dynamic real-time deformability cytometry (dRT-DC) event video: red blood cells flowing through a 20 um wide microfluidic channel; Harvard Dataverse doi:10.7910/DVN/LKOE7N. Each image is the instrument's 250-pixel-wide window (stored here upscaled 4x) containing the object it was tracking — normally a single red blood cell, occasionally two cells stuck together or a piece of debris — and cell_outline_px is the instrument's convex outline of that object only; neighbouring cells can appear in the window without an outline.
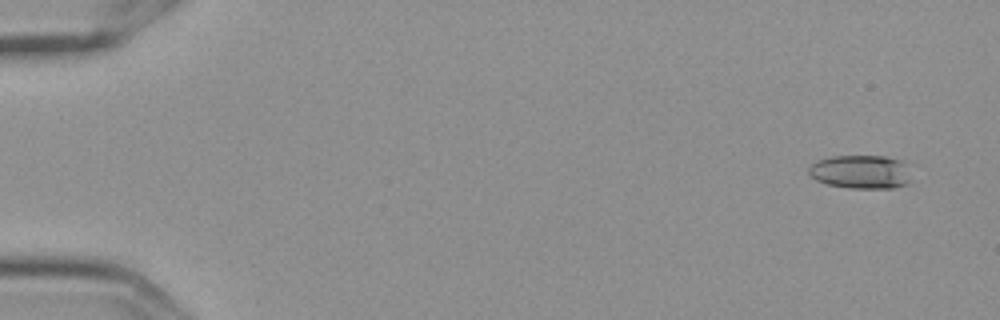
{"species": "Egyptian fruit bat (a non-hibernating species)", "species_latin": "Rousettus aegyptiacus", "temperature_condition": "cold", "stored_images_in_passage": 7, "camera_frame_rate_fps": 3000, "um_per_image_px": 0.085, "frame": {"image": 1, "passage_image": 2, "time_ms": 0.333, "image_size_px": [1000, 320], "cell_outline_px": [[908, 184], [892, 188], [848, 188], [828, 184], [816, 180], [808, 172], [808, 168], [816, 160], [832, 156], [888, 156], [904, 160], [908, 180]], "centroid_in_image_um": [73.14, 14.6], "position_along_channel_um": 11.9, "area_um2": 20.06}}